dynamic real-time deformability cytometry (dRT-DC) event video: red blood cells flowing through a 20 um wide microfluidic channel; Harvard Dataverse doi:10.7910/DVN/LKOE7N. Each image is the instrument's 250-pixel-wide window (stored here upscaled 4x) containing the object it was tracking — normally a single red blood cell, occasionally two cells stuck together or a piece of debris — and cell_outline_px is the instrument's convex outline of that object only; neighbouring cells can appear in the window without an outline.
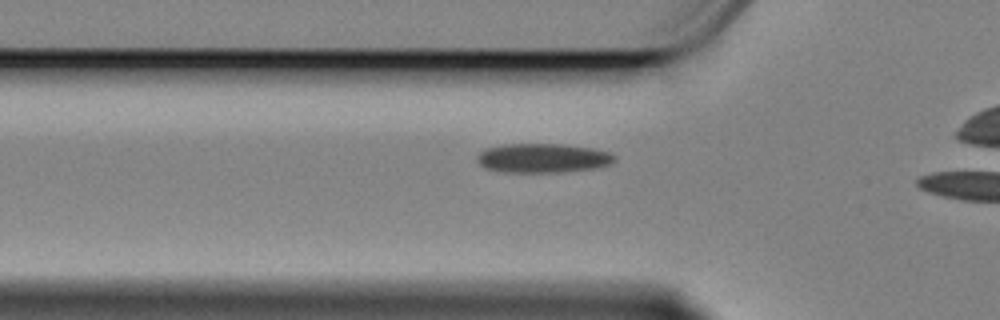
{"species": "Egyptian fruit bat (a non-hibernating species)", "species_latin": "Rousettus aegyptiacus", "temperature_condition": "cold", "stored_images_in_passage": 35, "camera_frame_rate_fps": 3000, "um_per_image_px": 0.085, "animal": {"sex": "female"}, "frame": {"image": 1, "passage_image": 11, "time_ms": 3.333, "image_size_px": [1000, 320], "cell_outline_px": [[616, 160], [608, 164], [592, 168], [560, 172], [504, 172], [484, 168], [476, 160], [476, 156], [480, 152], [488, 148], [508, 144], [564, 144], [592, 148], [608, 152], [616, 156]], "centroid_in_image_um": [46.11, 13.43], "position_along_channel_um": 79.7, "area_um2": 23.24}}
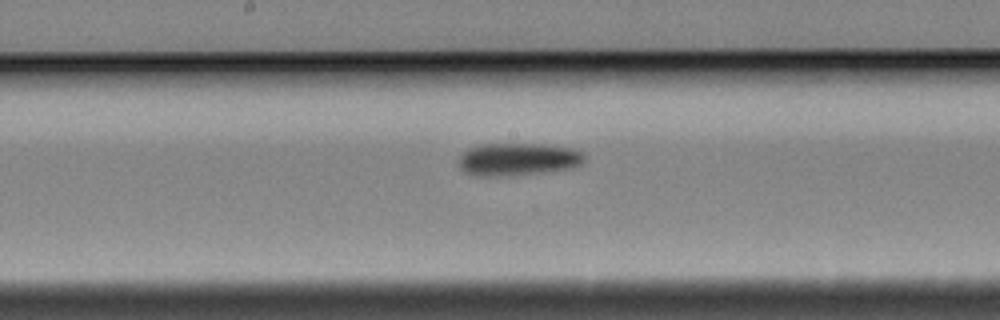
{"frame": {"image": 2, "passage_image": 22, "time_ms": 7.0, "image_size_px": [1000, 320], "cell_outline_px": [[584, 160], [580, 164], [572, 168], [508, 176], [476, 176], [464, 172], [460, 168], [456, 160], [468, 148], [480, 144], [544, 144], [572, 148], [580, 152], [584, 156]], "centroid_in_image_um": [43.96, 13.54], "position_along_channel_um": 204.2, "area_um2": 23.99}}
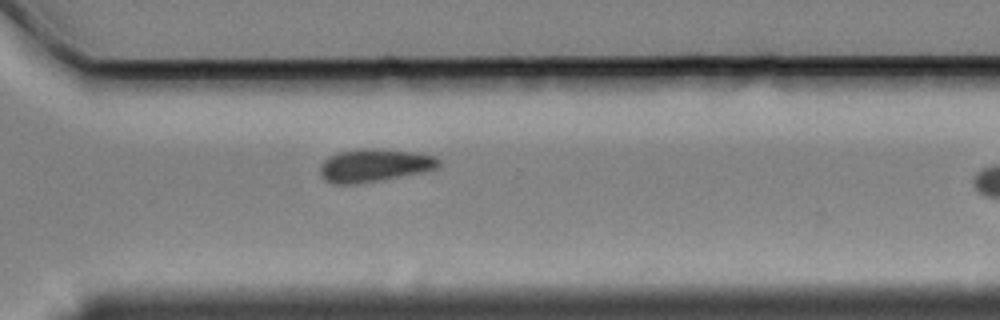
{"frame": {"image": 3, "passage_image": 34, "time_ms": 11.0, "image_size_px": [1000, 320], "cell_outline_px": [[440, 164], [436, 168], [424, 172], [356, 184], [332, 184], [324, 180], [320, 176], [320, 164], [328, 156], [336, 152], [364, 148], [376, 148], [416, 152], [436, 156], [440, 160]], "centroid_in_image_um": [31.79, 14.05], "position_along_channel_um": 338.8, "area_um2": 23.06}}